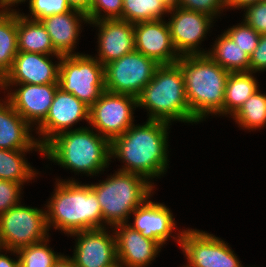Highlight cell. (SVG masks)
<instances>
[{
  "label": "cell",
  "instance_id": "9c48e42d",
  "mask_svg": "<svg viewBox=\"0 0 266 267\" xmlns=\"http://www.w3.org/2000/svg\"><path fill=\"white\" fill-rule=\"evenodd\" d=\"M159 64L134 50L104 65L105 90L138 97Z\"/></svg>",
  "mask_w": 266,
  "mask_h": 267
},
{
  "label": "cell",
  "instance_id": "4316f807",
  "mask_svg": "<svg viewBox=\"0 0 266 267\" xmlns=\"http://www.w3.org/2000/svg\"><path fill=\"white\" fill-rule=\"evenodd\" d=\"M17 53V10H2L0 12V81L11 69Z\"/></svg>",
  "mask_w": 266,
  "mask_h": 267
},
{
  "label": "cell",
  "instance_id": "60d3db41",
  "mask_svg": "<svg viewBox=\"0 0 266 267\" xmlns=\"http://www.w3.org/2000/svg\"><path fill=\"white\" fill-rule=\"evenodd\" d=\"M52 267H77L70 256H65L64 253L58 258Z\"/></svg>",
  "mask_w": 266,
  "mask_h": 267
},
{
  "label": "cell",
  "instance_id": "ac0fdd59",
  "mask_svg": "<svg viewBox=\"0 0 266 267\" xmlns=\"http://www.w3.org/2000/svg\"><path fill=\"white\" fill-rule=\"evenodd\" d=\"M98 31V54L94 57L104 66L135 50L134 24L121 19L89 22Z\"/></svg>",
  "mask_w": 266,
  "mask_h": 267
},
{
  "label": "cell",
  "instance_id": "ba28073f",
  "mask_svg": "<svg viewBox=\"0 0 266 267\" xmlns=\"http://www.w3.org/2000/svg\"><path fill=\"white\" fill-rule=\"evenodd\" d=\"M46 209L22 205L21 202L0 214V243L2 248L19 251L40 243L50 234Z\"/></svg>",
  "mask_w": 266,
  "mask_h": 267
},
{
  "label": "cell",
  "instance_id": "74e56055",
  "mask_svg": "<svg viewBox=\"0 0 266 267\" xmlns=\"http://www.w3.org/2000/svg\"><path fill=\"white\" fill-rule=\"evenodd\" d=\"M4 251L5 253H3ZM7 253H11L10 255H15L16 259H13L12 257L6 255ZM0 267H19L18 252L12 251L10 249H5V248L0 249Z\"/></svg>",
  "mask_w": 266,
  "mask_h": 267
},
{
  "label": "cell",
  "instance_id": "cb8c5ba5",
  "mask_svg": "<svg viewBox=\"0 0 266 267\" xmlns=\"http://www.w3.org/2000/svg\"><path fill=\"white\" fill-rule=\"evenodd\" d=\"M258 83L253 72L229 73L224 95V116L232 117L259 90Z\"/></svg>",
  "mask_w": 266,
  "mask_h": 267
},
{
  "label": "cell",
  "instance_id": "d4e9b609",
  "mask_svg": "<svg viewBox=\"0 0 266 267\" xmlns=\"http://www.w3.org/2000/svg\"><path fill=\"white\" fill-rule=\"evenodd\" d=\"M30 151H39L43 155V149H0V179L21 184H27L34 180L38 173L25 158Z\"/></svg>",
  "mask_w": 266,
  "mask_h": 267
},
{
  "label": "cell",
  "instance_id": "8fae6325",
  "mask_svg": "<svg viewBox=\"0 0 266 267\" xmlns=\"http://www.w3.org/2000/svg\"><path fill=\"white\" fill-rule=\"evenodd\" d=\"M186 257L184 267H242L230 245L207 231L182 230L180 247Z\"/></svg>",
  "mask_w": 266,
  "mask_h": 267
},
{
  "label": "cell",
  "instance_id": "b9f144b4",
  "mask_svg": "<svg viewBox=\"0 0 266 267\" xmlns=\"http://www.w3.org/2000/svg\"><path fill=\"white\" fill-rule=\"evenodd\" d=\"M26 0H0V9L13 10V6L19 5V3H25Z\"/></svg>",
  "mask_w": 266,
  "mask_h": 267
},
{
  "label": "cell",
  "instance_id": "9a60e30c",
  "mask_svg": "<svg viewBox=\"0 0 266 267\" xmlns=\"http://www.w3.org/2000/svg\"><path fill=\"white\" fill-rule=\"evenodd\" d=\"M109 228L112 233L106 227L70 234V237H76L70 258L77 267H108L118 261L115 233L112 227Z\"/></svg>",
  "mask_w": 266,
  "mask_h": 267
},
{
  "label": "cell",
  "instance_id": "3957f363",
  "mask_svg": "<svg viewBox=\"0 0 266 267\" xmlns=\"http://www.w3.org/2000/svg\"><path fill=\"white\" fill-rule=\"evenodd\" d=\"M42 156L75 174L97 176L112 161L111 142L89 126L75 127L51 139Z\"/></svg>",
  "mask_w": 266,
  "mask_h": 267
},
{
  "label": "cell",
  "instance_id": "83f0119b",
  "mask_svg": "<svg viewBox=\"0 0 266 267\" xmlns=\"http://www.w3.org/2000/svg\"><path fill=\"white\" fill-rule=\"evenodd\" d=\"M231 118L240 129L249 132L266 127V94L259 89Z\"/></svg>",
  "mask_w": 266,
  "mask_h": 267
},
{
  "label": "cell",
  "instance_id": "7bdbcfd3",
  "mask_svg": "<svg viewBox=\"0 0 266 267\" xmlns=\"http://www.w3.org/2000/svg\"><path fill=\"white\" fill-rule=\"evenodd\" d=\"M168 10L175 9L179 7L180 0H161Z\"/></svg>",
  "mask_w": 266,
  "mask_h": 267
},
{
  "label": "cell",
  "instance_id": "ffe728a7",
  "mask_svg": "<svg viewBox=\"0 0 266 267\" xmlns=\"http://www.w3.org/2000/svg\"><path fill=\"white\" fill-rule=\"evenodd\" d=\"M116 237L117 259L123 267H148L161 251V246L127 223L113 227Z\"/></svg>",
  "mask_w": 266,
  "mask_h": 267
},
{
  "label": "cell",
  "instance_id": "e0dca14e",
  "mask_svg": "<svg viewBox=\"0 0 266 267\" xmlns=\"http://www.w3.org/2000/svg\"><path fill=\"white\" fill-rule=\"evenodd\" d=\"M150 199L151 197L132 212L133 222L127 224L141 232L144 237L155 240L161 247L169 238L177 241L180 247L182 230L180 229L179 233L173 235V232L177 230V224L172 211L165 204Z\"/></svg>",
  "mask_w": 266,
  "mask_h": 267
},
{
  "label": "cell",
  "instance_id": "4dcf8cb0",
  "mask_svg": "<svg viewBox=\"0 0 266 267\" xmlns=\"http://www.w3.org/2000/svg\"><path fill=\"white\" fill-rule=\"evenodd\" d=\"M29 4L30 14L25 15L29 20L40 21L49 16L64 14L72 10L67 0H26Z\"/></svg>",
  "mask_w": 266,
  "mask_h": 267
},
{
  "label": "cell",
  "instance_id": "7c38bea8",
  "mask_svg": "<svg viewBox=\"0 0 266 267\" xmlns=\"http://www.w3.org/2000/svg\"><path fill=\"white\" fill-rule=\"evenodd\" d=\"M169 15L171 41L177 54L179 56L207 54L209 50L200 48V45L213 27L215 19L180 6L169 10L168 17Z\"/></svg>",
  "mask_w": 266,
  "mask_h": 267
},
{
  "label": "cell",
  "instance_id": "ee69618b",
  "mask_svg": "<svg viewBox=\"0 0 266 267\" xmlns=\"http://www.w3.org/2000/svg\"><path fill=\"white\" fill-rule=\"evenodd\" d=\"M108 267H123V265L117 261L115 264L108 266Z\"/></svg>",
  "mask_w": 266,
  "mask_h": 267
},
{
  "label": "cell",
  "instance_id": "ab89813d",
  "mask_svg": "<svg viewBox=\"0 0 266 267\" xmlns=\"http://www.w3.org/2000/svg\"><path fill=\"white\" fill-rule=\"evenodd\" d=\"M72 9L87 13L91 7L92 0H67Z\"/></svg>",
  "mask_w": 266,
  "mask_h": 267
},
{
  "label": "cell",
  "instance_id": "277c9868",
  "mask_svg": "<svg viewBox=\"0 0 266 267\" xmlns=\"http://www.w3.org/2000/svg\"><path fill=\"white\" fill-rule=\"evenodd\" d=\"M177 63L182 69L190 112L198 121L210 115L224 116V95L230 72L207 54L183 55Z\"/></svg>",
  "mask_w": 266,
  "mask_h": 267
},
{
  "label": "cell",
  "instance_id": "e575fe53",
  "mask_svg": "<svg viewBox=\"0 0 266 267\" xmlns=\"http://www.w3.org/2000/svg\"><path fill=\"white\" fill-rule=\"evenodd\" d=\"M22 188L19 183L0 179V214L21 202Z\"/></svg>",
  "mask_w": 266,
  "mask_h": 267
},
{
  "label": "cell",
  "instance_id": "f35d334b",
  "mask_svg": "<svg viewBox=\"0 0 266 267\" xmlns=\"http://www.w3.org/2000/svg\"><path fill=\"white\" fill-rule=\"evenodd\" d=\"M259 1L263 0H226L227 10L244 9L248 5L255 4Z\"/></svg>",
  "mask_w": 266,
  "mask_h": 267
},
{
  "label": "cell",
  "instance_id": "603a6c76",
  "mask_svg": "<svg viewBox=\"0 0 266 267\" xmlns=\"http://www.w3.org/2000/svg\"><path fill=\"white\" fill-rule=\"evenodd\" d=\"M18 51L46 55H60L40 21L29 20L17 10Z\"/></svg>",
  "mask_w": 266,
  "mask_h": 267
},
{
  "label": "cell",
  "instance_id": "1f68e13d",
  "mask_svg": "<svg viewBox=\"0 0 266 267\" xmlns=\"http://www.w3.org/2000/svg\"><path fill=\"white\" fill-rule=\"evenodd\" d=\"M224 32L249 56H251L256 49L260 39V34L244 20L237 25H233Z\"/></svg>",
  "mask_w": 266,
  "mask_h": 267
},
{
  "label": "cell",
  "instance_id": "7402d4cb",
  "mask_svg": "<svg viewBox=\"0 0 266 267\" xmlns=\"http://www.w3.org/2000/svg\"><path fill=\"white\" fill-rule=\"evenodd\" d=\"M33 129L5 99H0V149H43Z\"/></svg>",
  "mask_w": 266,
  "mask_h": 267
},
{
  "label": "cell",
  "instance_id": "7a4b0ae2",
  "mask_svg": "<svg viewBox=\"0 0 266 267\" xmlns=\"http://www.w3.org/2000/svg\"><path fill=\"white\" fill-rule=\"evenodd\" d=\"M53 193L45 205L48 230L54 227L69 236L103 228L101 207L89 184L57 178Z\"/></svg>",
  "mask_w": 266,
  "mask_h": 267
},
{
  "label": "cell",
  "instance_id": "2e32d148",
  "mask_svg": "<svg viewBox=\"0 0 266 267\" xmlns=\"http://www.w3.org/2000/svg\"><path fill=\"white\" fill-rule=\"evenodd\" d=\"M53 56L58 59L57 63L50 59ZM61 57L18 51L0 84H58Z\"/></svg>",
  "mask_w": 266,
  "mask_h": 267
},
{
  "label": "cell",
  "instance_id": "30bf717a",
  "mask_svg": "<svg viewBox=\"0 0 266 267\" xmlns=\"http://www.w3.org/2000/svg\"><path fill=\"white\" fill-rule=\"evenodd\" d=\"M138 108L137 97L104 91L90 107L89 124L102 137L112 142L134 124L133 111Z\"/></svg>",
  "mask_w": 266,
  "mask_h": 267
},
{
  "label": "cell",
  "instance_id": "5bb4252c",
  "mask_svg": "<svg viewBox=\"0 0 266 267\" xmlns=\"http://www.w3.org/2000/svg\"><path fill=\"white\" fill-rule=\"evenodd\" d=\"M89 110L90 107L72 93L63 92L58 88L47 117L35 129L39 138L38 143L44 147L59 133L73 130L74 125L82 120L87 121L88 124Z\"/></svg>",
  "mask_w": 266,
  "mask_h": 267
},
{
  "label": "cell",
  "instance_id": "44dd1931",
  "mask_svg": "<svg viewBox=\"0 0 266 267\" xmlns=\"http://www.w3.org/2000/svg\"><path fill=\"white\" fill-rule=\"evenodd\" d=\"M40 22L48 32L54 49L60 55L82 54L76 53L75 49L79 42V34L83 29L81 28L82 23H89L86 13L72 9L64 14H56L41 19Z\"/></svg>",
  "mask_w": 266,
  "mask_h": 267
},
{
  "label": "cell",
  "instance_id": "52a82bcc",
  "mask_svg": "<svg viewBox=\"0 0 266 267\" xmlns=\"http://www.w3.org/2000/svg\"><path fill=\"white\" fill-rule=\"evenodd\" d=\"M58 86L91 107L105 91L104 66L92 55H62Z\"/></svg>",
  "mask_w": 266,
  "mask_h": 267
},
{
  "label": "cell",
  "instance_id": "d6a6232c",
  "mask_svg": "<svg viewBox=\"0 0 266 267\" xmlns=\"http://www.w3.org/2000/svg\"><path fill=\"white\" fill-rule=\"evenodd\" d=\"M123 0H92L86 13L89 22L98 20H122ZM103 12V13H102Z\"/></svg>",
  "mask_w": 266,
  "mask_h": 267
},
{
  "label": "cell",
  "instance_id": "484cf974",
  "mask_svg": "<svg viewBox=\"0 0 266 267\" xmlns=\"http://www.w3.org/2000/svg\"><path fill=\"white\" fill-rule=\"evenodd\" d=\"M213 44L212 48H208L207 55L220 67L230 73L250 71V56L225 32L220 34Z\"/></svg>",
  "mask_w": 266,
  "mask_h": 267
},
{
  "label": "cell",
  "instance_id": "4fadbf2b",
  "mask_svg": "<svg viewBox=\"0 0 266 267\" xmlns=\"http://www.w3.org/2000/svg\"><path fill=\"white\" fill-rule=\"evenodd\" d=\"M58 88V84H0V91L8 92L5 98L33 129L47 117Z\"/></svg>",
  "mask_w": 266,
  "mask_h": 267
},
{
  "label": "cell",
  "instance_id": "f1b7e54d",
  "mask_svg": "<svg viewBox=\"0 0 266 267\" xmlns=\"http://www.w3.org/2000/svg\"><path fill=\"white\" fill-rule=\"evenodd\" d=\"M168 13L161 0H123L122 20L132 24L165 19Z\"/></svg>",
  "mask_w": 266,
  "mask_h": 267
},
{
  "label": "cell",
  "instance_id": "d590c367",
  "mask_svg": "<svg viewBox=\"0 0 266 267\" xmlns=\"http://www.w3.org/2000/svg\"><path fill=\"white\" fill-rule=\"evenodd\" d=\"M244 20L259 34H266V2L259 1L244 8Z\"/></svg>",
  "mask_w": 266,
  "mask_h": 267
},
{
  "label": "cell",
  "instance_id": "8d00e7d4",
  "mask_svg": "<svg viewBox=\"0 0 266 267\" xmlns=\"http://www.w3.org/2000/svg\"><path fill=\"white\" fill-rule=\"evenodd\" d=\"M266 71V34H260L256 49L250 56V72Z\"/></svg>",
  "mask_w": 266,
  "mask_h": 267
},
{
  "label": "cell",
  "instance_id": "836d02e7",
  "mask_svg": "<svg viewBox=\"0 0 266 267\" xmlns=\"http://www.w3.org/2000/svg\"><path fill=\"white\" fill-rule=\"evenodd\" d=\"M179 6L196 12L207 14L214 19L220 17L227 9L226 0H180Z\"/></svg>",
  "mask_w": 266,
  "mask_h": 267
},
{
  "label": "cell",
  "instance_id": "d6986e66",
  "mask_svg": "<svg viewBox=\"0 0 266 267\" xmlns=\"http://www.w3.org/2000/svg\"><path fill=\"white\" fill-rule=\"evenodd\" d=\"M134 35L135 50L154 59L159 65L174 64L179 60L166 19L136 23Z\"/></svg>",
  "mask_w": 266,
  "mask_h": 267
},
{
  "label": "cell",
  "instance_id": "8992f818",
  "mask_svg": "<svg viewBox=\"0 0 266 267\" xmlns=\"http://www.w3.org/2000/svg\"><path fill=\"white\" fill-rule=\"evenodd\" d=\"M103 216V228L130 222L132 212L153 196L155 186L134 173L115 171L99 183L89 184Z\"/></svg>",
  "mask_w": 266,
  "mask_h": 267
},
{
  "label": "cell",
  "instance_id": "f546056e",
  "mask_svg": "<svg viewBox=\"0 0 266 267\" xmlns=\"http://www.w3.org/2000/svg\"><path fill=\"white\" fill-rule=\"evenodd\" d=\"M49 238L29 245L18 251L19 267H52L62 253H57L51 248Z\"/></svg>",
  "mask_w": 266,
  "mask_h": 267
},
{
  "label": "cell",
  "instance_id": "5b68a950",
  "mask_svg": "<svg viewBox=\"0 0 266 267\" xmlns=\"http://www.w3.org/2000/svg\"><path fill=\"white\" fill-rule=\"evenodd\" d=\"M140 109L147 110V120L199 123L189 109L182 69L178 63L159 65L152 80L137 97Z\"/></svg>",
  "mask_w": 266,
  "mask_h": 267
},
{
  "label": "cell",
  "instance_id": "6da1fadb",
  "mask_svg": "<svg viewBox=\"0 0 266 267\" xmlns=\"http://www.w3.org/2000/svg\"><path fill=\"white\" fill-rule=\"evenodd\" d=\"M172 124L147 120L133 124L111 142V159H121L118 171L143 176L154 186V178H161L169 168L168 134ZM125 163V164H124Z\"/></svg>",
  "mask_w": 266,
  "mask_h": 267
}]
</instances>
